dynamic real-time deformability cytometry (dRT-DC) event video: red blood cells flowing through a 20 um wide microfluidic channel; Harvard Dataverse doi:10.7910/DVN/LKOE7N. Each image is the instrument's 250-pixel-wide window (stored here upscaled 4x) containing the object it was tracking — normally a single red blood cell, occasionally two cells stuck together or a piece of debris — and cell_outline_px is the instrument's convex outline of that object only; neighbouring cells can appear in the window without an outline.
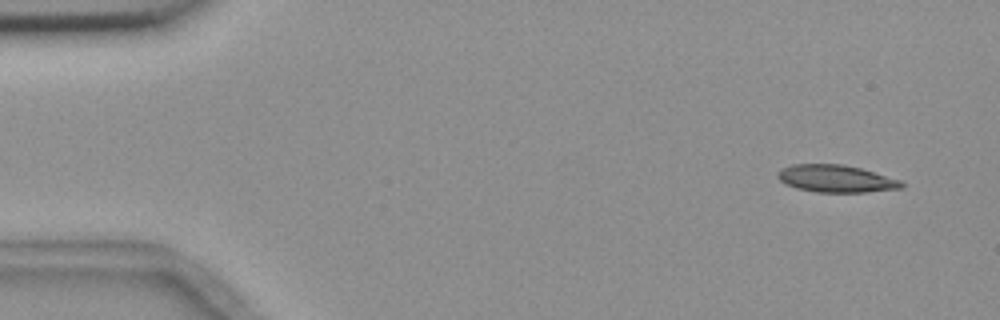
{"species": "common noctule bat (a hibernating species)", "species_latin": "Nyctalus noctula", "temperature_condition": "room temperature", "stored_images_in_passage": 7, "camera_frame_rate_fps": 3000, "um_per_image_px": 0.085, "animal": {"sex": "female", "body_mass_g": 18.4}, "frame": {"image": 1, "passage_image": 1, "time_ms": 0.0, "image_size_px": [1000, 320], "cell_outline_px": [[904, 188], [868, 192], [816, 192], [796, 188], [784, 184], [776, 176], [776, 172], [780, 168], [792, 164], [844, 164], [860, 168], [900, 180], [904, 184]], "centroid_in_image_um": [71.01, 15.18], "position_along_channel_um": 14.0, "area_um2": 19.88}}
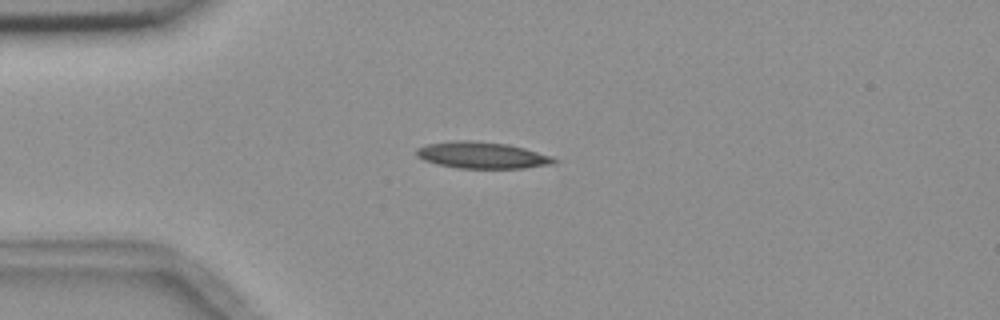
{"frame": {"image": 2, "passage_image": 4, "time_ms": 3.333, "image_size_px": [1000, 320], "cell_outline_px": [[556, 160], [552, 164], [524, 168], [456, 168], [436, 164], [424, 160], [416, 156], [416, 148], [428, 144], [452, 140], [476, 140], [508, 144], [524, 148], [552, 156]], "centroid_in_image_um": [40.93, 13.18], "position_along_channel_um": 44.1, "area_um2": 21.39}}
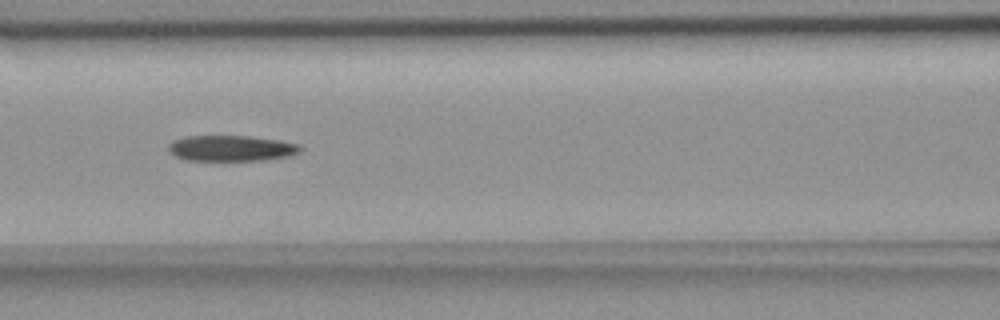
{"frame": {"image": 3, "passage_image": 7, "time_ms": 6.667, "image_size_px": [1000, 320], "cell_outline_px": [[304, 148], [300, 152], [292, 156], [264, 160], [184, 160], [176, 156], [168, 148], [168, 144], [176, 140], [188, 136], [248, 136], [280, 140], [300, 144]], "centroid_in_image_um": [19.75, 12.6], "position_along_channel_um": 146.9, "area_um2": 19.83}}